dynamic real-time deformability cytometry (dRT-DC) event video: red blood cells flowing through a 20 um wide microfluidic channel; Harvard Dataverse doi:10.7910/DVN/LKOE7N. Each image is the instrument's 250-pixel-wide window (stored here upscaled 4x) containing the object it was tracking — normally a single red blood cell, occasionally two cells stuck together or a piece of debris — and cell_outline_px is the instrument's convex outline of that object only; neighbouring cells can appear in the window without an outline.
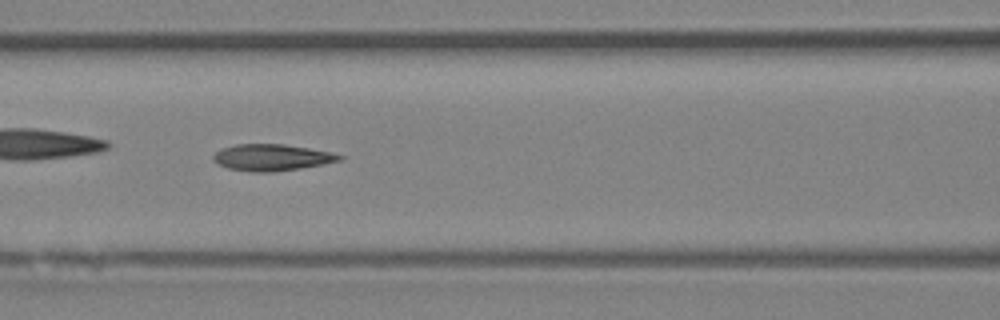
{"species": "Egyptian fruit bat (a non-hibernating species)", "species_latin": "Rousettus aegyptiacus", "temperature_condition": "room temperature", "stored_images_in_passage": 48, "camera_frame_rate_fps": 3000, "um_per_image_px": 0.085, "animal": {"sex": "female"}, "frame": {"image": 1, "passage_image": 21, "time_ms": 6.667, "image_size_px": [1000, 320], "cell_outline_px": [[344, 156], [340, 160], [300, 168], [272, 172], [252, 172], [228, 168], [216, 164], [212, 160], [212, 156], [220, 148], [236, 144], [284, 144], [332, 152]], "centroid_in_image_um": [23.03, 13.38], "position_along_channel_um": 143.6, "area_um2": 19.48}, "authors_computed_cell_mechanics": {"area_um2": 19.4786, "velocity_mm_per_s": 4.0442, "shape_relaxation_time_tau1_ms": 6.1077, "shape_relaxation_time_tau2_ms": 3.5986, "deformation_change_tau1": 0.1961, "deformation_change_tau2": 0.1322}}